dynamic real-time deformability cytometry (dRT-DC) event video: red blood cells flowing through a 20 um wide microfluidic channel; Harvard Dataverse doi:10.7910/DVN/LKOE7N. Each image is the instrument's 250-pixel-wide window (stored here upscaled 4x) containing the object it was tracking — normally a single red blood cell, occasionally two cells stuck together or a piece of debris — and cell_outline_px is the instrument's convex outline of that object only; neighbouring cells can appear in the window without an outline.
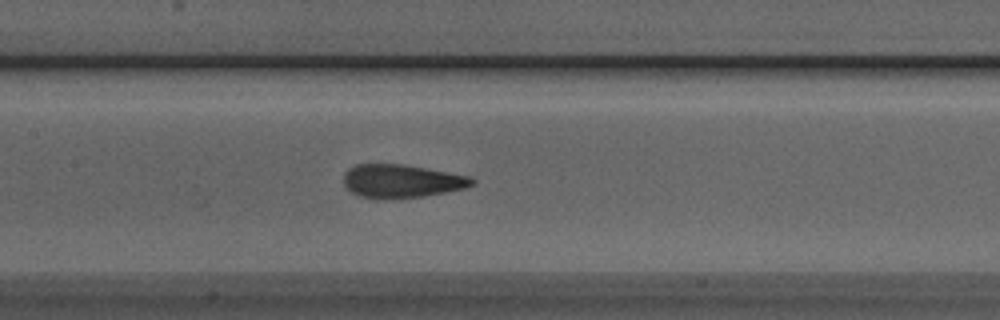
{"species": "Egyptian fruit bat (a non-hibernating species)", "species_latin": "Rousettus aegyptiacus", "temperature_condition": "room temperature", "stored_images_in_passage": 25, "camera_frame_rate_fps": 3000, "um_per_image_px": 0.085, "animal": {"sex": "male"}, "frame": {"image": 1, "passage_image": 13, "time_ms": 4.0, "image_size_px": [1000, 320], "cell_outline_px": [[476, 184], [464, 188], [424, 196], [392, 200], [376, 200], [356, 196], [344, 188], [344, 172], [348, 168], [356, 164], [404, 164], [428, 168], [468, 176], [476, 180]], "centroid_in_image_um": [34.07, 15.42], "position_along_channel_um": 173.3, "area_um2": 25.61}}
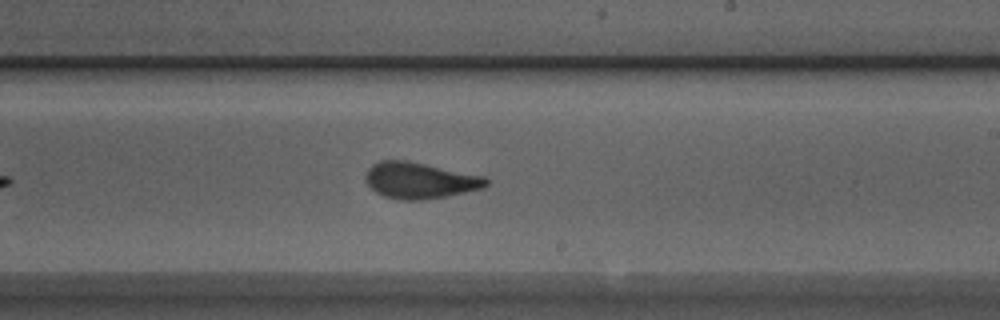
{"frame": {"image": 2, "passage_image": 19, "time_ms": 6.0, "image_size_px": [1000, 320], "cell_outline_px": [[488, 184], [484, 188], [424, 200], [396, 200], [384, 196], [376, 192], [364, 180], [364, 176], [368, 168], [372, 164], [380, 160], [408, 160], [484, 176], [488, 180]], "centroid_in_image_um": [35.65, 15.33], "position_along_channel_um": 253.4, "area_um2": 25.55}}
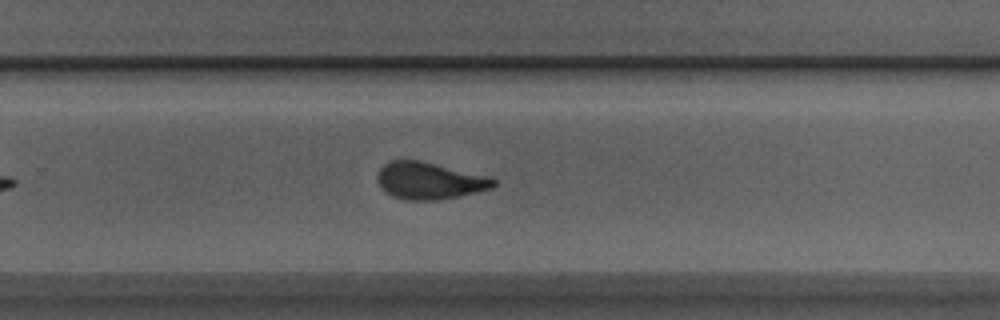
{"frame": {"image": 3, "passage_image": 22, "time_ms": 7.0, "image_size_px": [1000, 320], "cell_outline_px": [[496, 184], [492, 188], [460, 196], [440, 200], [408, 200], [392, 196], [380, 188], [376, 176], [380, 168], [384, 164], [392, 160], [420, 160], [484, 176], [496, 180]], "centroid_in_image_um": [36.44, 15.37], "position_along_channel_um": 293.4, "area_um2": 24.8}}